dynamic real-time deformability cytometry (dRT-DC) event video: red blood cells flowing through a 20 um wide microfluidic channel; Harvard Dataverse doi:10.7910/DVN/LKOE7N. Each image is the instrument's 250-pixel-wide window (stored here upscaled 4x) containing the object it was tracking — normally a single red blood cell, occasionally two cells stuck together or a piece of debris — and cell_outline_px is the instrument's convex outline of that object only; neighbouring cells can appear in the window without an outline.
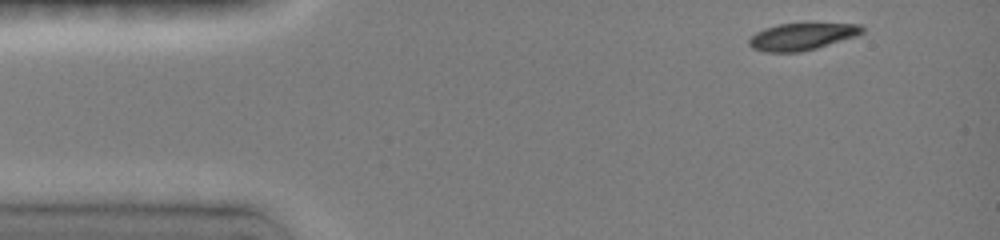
{"species": "common noctule bat (a hibernating species)", "species_latin": "Nyctalus noctula", "temperature_condition": "room temperature", "stored_images_in_passage": 44, "camera_frame_rate_fps": 3000, "um_per_image_px": 0.085, "animal": {"sex": "female", "body_mass_g": 19.0, "forearm_length_mm": 51.5}, "frame": {"image": 1, "passage_image": 1, "time_ms": 0.0, "image_size_px": [1000, 240], "cell_outline_px": [[864, 32], [856, 36], [816, 48], [800, 52], [764, 52], [752, 48], [748, 44], [748, 40], [756, 32], [764, 28], [780, 24], [860, 24], [864, 28]], "centroid_in_image_um": [68.13, 3.12], "position_along_channel_um": 16.9, "area_um2": 17.63}}
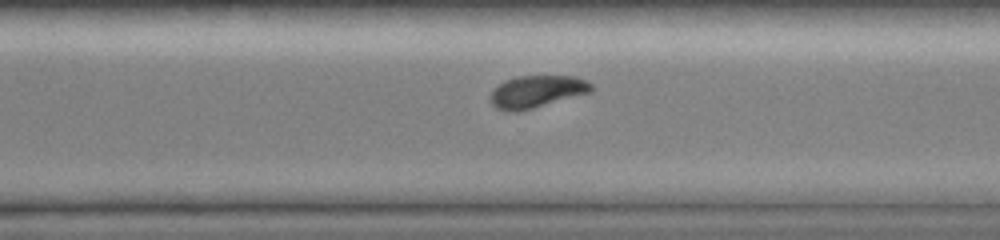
{"frame": {"image": 2, "passage_image": 34, "time_ms": 9.667, "image_size_px": [1000, 240], "cell_outline_px": [[592, 88], [588, 92], [532, 108], [516, 112], [508, 112], [496, 108], [492, 104], [492, 92], [500, 84], [516, 76], [576, 76], [592, 84]], "centroid_in_image_um": [45.6, 7.78], "position_along_channel_um": 325.0, "area_um2": 18.32}}
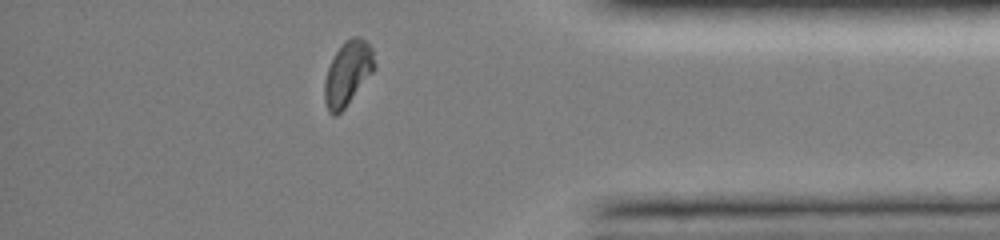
{"frame": {"image": 3, "passage_image": 41, "time_ms": 12.0, "image_size_px": [1000, 240], "cell_outline_px": [[376, 68], [344, 108], [336, 116], [332, 116], [328, 112], [324, 100], [324, 80], [328, 68], [336, 52], [344, 40], [352, 36], [356, 36], [368, 40], [372, 48], [376, 64]], "centroid_in_image_um": [29.56, 6.21], "position_along_channel_um": 405.6, "area_um2": 18.84}, "authors_computed_cell_mechanics": {"area_um2": 19.5075, "velocity_mm_per_s": 4.0333, "shape_relaxation_time_tau1_ms": 3.651, "shape_relaxation_time_tau2_ms": null, "deformation_change_tau1": 0.1405, "deformation_change_tau2": null}}